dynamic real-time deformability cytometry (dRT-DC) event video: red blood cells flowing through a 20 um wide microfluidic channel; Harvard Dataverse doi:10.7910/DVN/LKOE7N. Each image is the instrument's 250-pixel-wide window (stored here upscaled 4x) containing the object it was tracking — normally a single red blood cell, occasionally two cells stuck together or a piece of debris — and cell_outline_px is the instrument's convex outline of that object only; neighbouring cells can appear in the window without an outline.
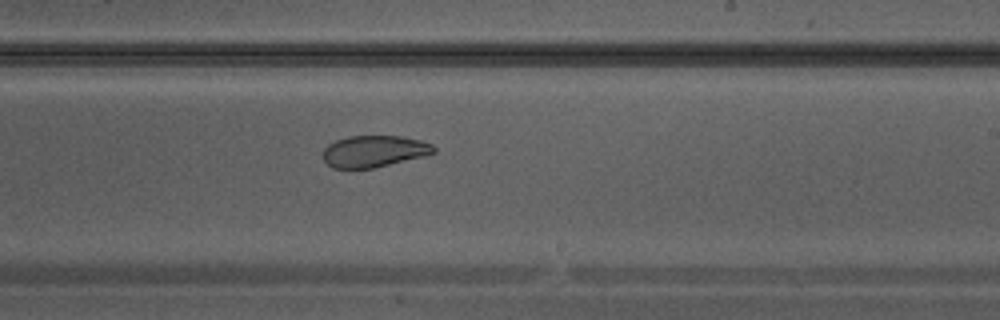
{"species": "Egyptian fruit bat (a non-hibernating species)", "species_latin": "Rousettus aegyptiacus", "temperature_condition": "warm", "stored_images_in_passage": 26, "camera_frame_rate_fps": 3000, "um_per_image_px": 0.085, "animal": {"sex": "male"}, "frame": {"image": 1, "passage_image": 12, "time_ms": 3.667, "image_size_px": [1000, 320], "cell_outline_px": [[436, 152], [424, 156], [372, 168], [332, 168], [324, 160], [324, 148], [328, 144], [336, 140], [348, 136], [400, 136], [420, 140], [432, 144], [436, 148]], "centroid_in_image_um": [31.8, 12.85], "position_along_channel_um": 257.2, "area_um2": 20.29}}